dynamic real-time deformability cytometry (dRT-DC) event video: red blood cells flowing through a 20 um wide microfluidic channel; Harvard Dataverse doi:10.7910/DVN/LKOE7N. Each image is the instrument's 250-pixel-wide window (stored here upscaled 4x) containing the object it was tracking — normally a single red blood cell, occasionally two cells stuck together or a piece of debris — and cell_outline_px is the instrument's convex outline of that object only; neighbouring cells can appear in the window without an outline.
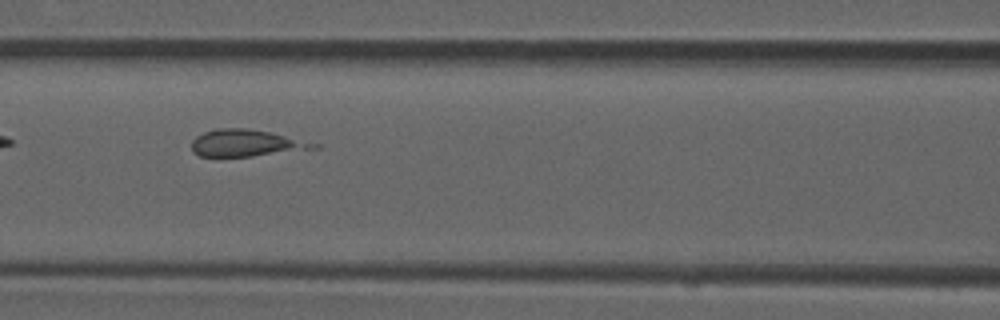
{"species": "common noctule bat (a hibernating species)", "species_latin": "Nyctalus noctula", "temperature_condition": "room temperature", "stored_images_in_passage": 6, "camera_frame_rate_fps": 3000, "um_per_image_px": 0.085, "animal": {"sex": "male", "forearm_length_mm": 52.5}, "frame": {"image": 1, "passage_image": 3, "time_ms": 0.667, "image_size_px": [1000, 320], "cell_outline_px": [[320, 148], [252, 156], [200, 156], [192, 152], [192, 140], [196, 136], [204, 132], [216, 128], [248, 128], [268, 132], [320, 144]], "centroid_in_image_um": [20.9, 12.16], "position_along_channel_um": 145.7, "area_um2": 18.96}}
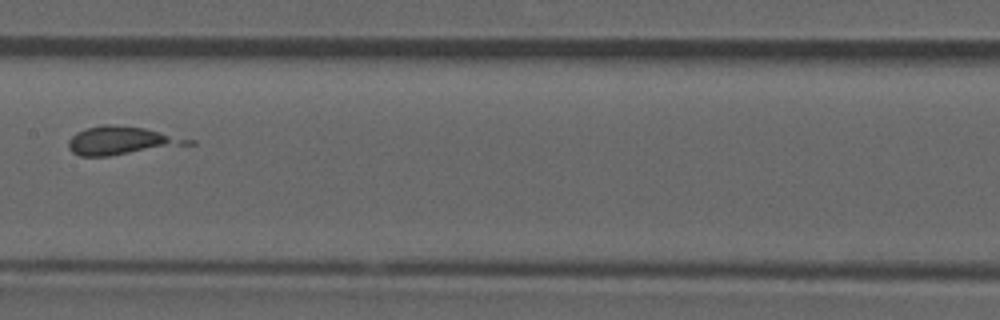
{"frame": {"image": 2, "passage_image": 4, "time_ms": 1.0, "image_size_px": [1000, 320], "cell_outline_px": [[196, 144], [108, 156], [80, 156], [72, 152], [68, 148], [68, 140], [76, 132], [88, 128], [104, 124], [108, 124], [144, 128], [196, 140]], "centroid_in_image_um": [10.36, 11.96], "position_along_channel_um": 197.0, "area_um2": 19.77}}
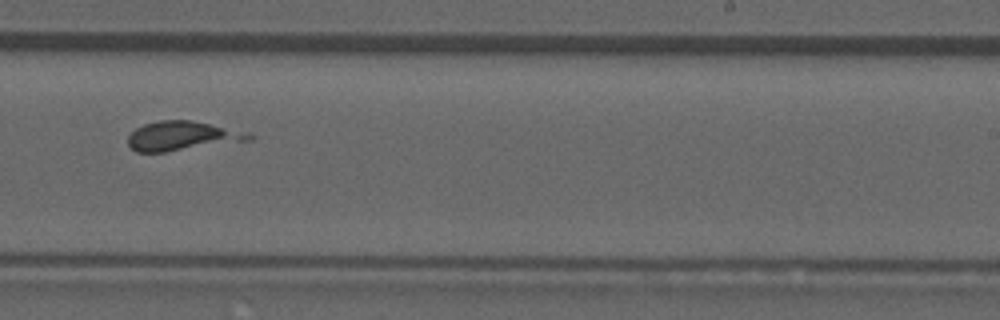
{"frame": {"image": 3, "passage_image": 6, "time_ms": 1.667, "image_size_px": [1000, 320], "cell_outline_px": [[252, 140], [164, 152], [136, 152], [128, 144], [128, 136], [136, 128], [144, 124], [160, 120], [192, 120], [248, 132], [252, 136]], "centroid_in_image_um": [15.47, 11.55], "position_along_channel_um": 273.5, "area_um2": 20.52}}